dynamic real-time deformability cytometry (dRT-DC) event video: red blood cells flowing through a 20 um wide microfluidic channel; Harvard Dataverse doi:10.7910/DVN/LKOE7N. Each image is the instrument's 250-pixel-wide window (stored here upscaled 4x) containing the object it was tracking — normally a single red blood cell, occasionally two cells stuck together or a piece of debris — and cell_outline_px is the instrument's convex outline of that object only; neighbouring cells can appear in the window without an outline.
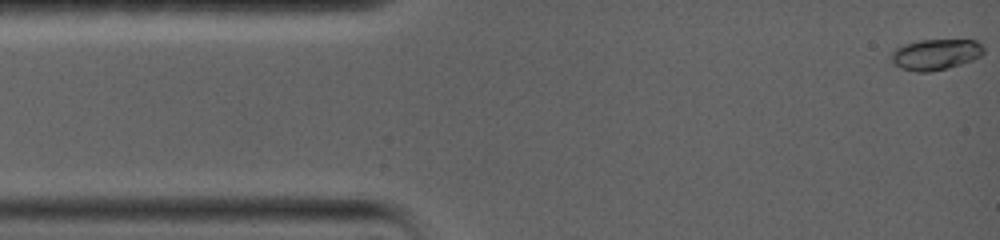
{"species": "common noctule bat (a hibernating species)", "species_latin": "Nyctalus noctula", "temperature_condition": "warm", "stored_images_in_passage": 30, "camera_frame_rate_fps": 5000, "um_per_image_px": 0.085, "animal": {"sex": "female", "body_mass_g": 19.0, "forearm_length_mm": 56.7}, "frame": {"image": 1, "passage_image": 1, "time_ms": 0.0, "image_size_px": [1000, 240], "cell_outline_px": [[984, 52], [980, 56], [972, 60], [948, 68], [928, 72], [916, 72], [900, 68], [888, 56], [896, 48], [904, 44], [920, 40], [976, 40], [984, 48]], "centroid_in_image_um": [79.51, 4.63], "position_along_channel_um": 5.5, "area_um2": 16.59}}
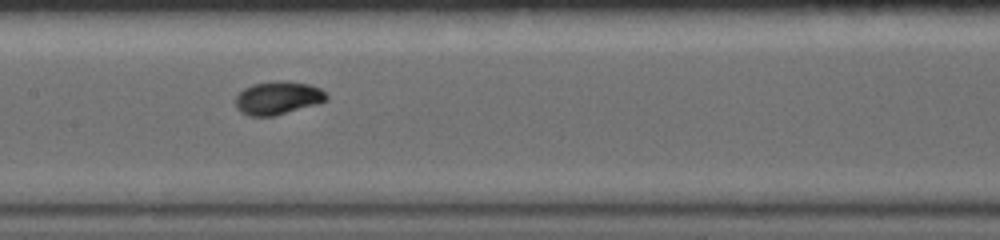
{"frame": {"image": 2, "passage_image": 14, "time_ms": 7.0, "image_size_px": [1000, 240], "cell_outline_px": [[328, 100], [320, 104], [272, 116], [248, 116], [240, 112], [236, 108], [236, 96], [244, 88], [252, 84], [276, 80], [284, 80], [308, 84], [320, 88], [328, 96]], "centroid_in_image_um": [23.63, 8.32], "position_along_channel_um": 183.8, "area_um2": 17.8}}
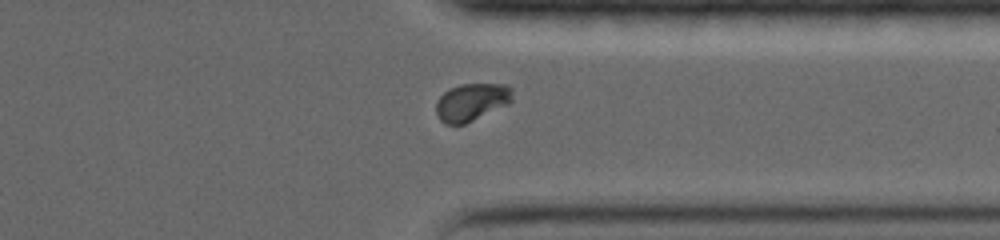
{"frame": {"image": 3, "passage_image": 25, "time_ms": 12.0, "image_size_px": [1000, 240], "cell_outline_px": [[512, 100], [508, 104], [464, 124], [444, 124], [440, 120], [436, 112], [436, 100], [448, 88], [460, 84], [508, 84], [512, 88]], "centroid_in_image_um": [40.07, 8.66], "position_along_channel_um": 371.3, "area_um2": 16.76}, "authors_computed_cell_mechanics": {"area_um2": 16.7331, "velocity_mm_per_s": 3.7407, "shape_relaxation_time_tau1_ms": 3.8657, "shape_relaxation_time_tau2_ms": null, "deformation_change_tau1": 0.1569, "deformation_change_tau2": null}}